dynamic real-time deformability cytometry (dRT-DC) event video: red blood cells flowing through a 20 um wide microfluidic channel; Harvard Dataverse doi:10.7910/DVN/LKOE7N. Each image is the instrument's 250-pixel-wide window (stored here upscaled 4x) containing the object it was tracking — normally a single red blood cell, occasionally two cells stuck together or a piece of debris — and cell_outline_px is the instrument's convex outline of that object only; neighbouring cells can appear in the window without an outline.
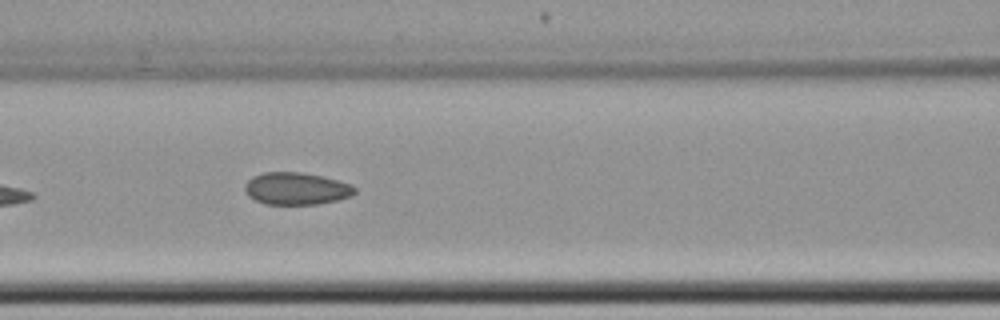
{"species": "common noctule bat (a hibernating species)", "species_latin": "Nyctalus noctula", "temperature_condition": "cold", "stored_images_in_passage": 4, "camera_frame_rate_fps": 3000, "um_per_image_px": 0.085, "animal": {"sex": "female", "body_mass_g": 22.7, "forearm_length_mm": 54.2}, "frame": {"image": 1, "passage_image": 3, "time_ms": 2.667, "image_size_px": [1000, 320], "cell_outline_px": [[356, 192], [352, 196], [336, 200], [316, 204], [264, 204], [248, 196], [244, 188], [244, 184], [252, 176], [264, 172], [300, 172], [320, 176], [352, 184], [356, 188]], "centroid_in_image_um": [25.17, 16.03], "position_along_channel_um": 141.4, "area_um2": 20.63}}
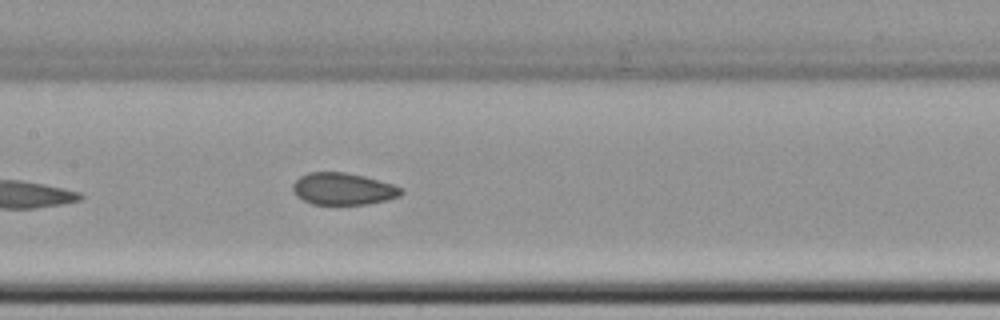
{"frame": {"image": 2, "passage_image": 4, "time_ms": 3.667, "image_size_px": [1000, 320], "cell_outline_px": [[404, 192], [400, 196], [388, 200], [368, 204], [312, 204], [296, 196], [292, 192], [292, 184], [300, 176], [308, 172], [344, 172], [364, 176], [392, 184], [404, 188]], "centroid_in_image_um": [29.17, 16.05], "position_along_channel_um": 178.2, "area_um2": 20.35}}